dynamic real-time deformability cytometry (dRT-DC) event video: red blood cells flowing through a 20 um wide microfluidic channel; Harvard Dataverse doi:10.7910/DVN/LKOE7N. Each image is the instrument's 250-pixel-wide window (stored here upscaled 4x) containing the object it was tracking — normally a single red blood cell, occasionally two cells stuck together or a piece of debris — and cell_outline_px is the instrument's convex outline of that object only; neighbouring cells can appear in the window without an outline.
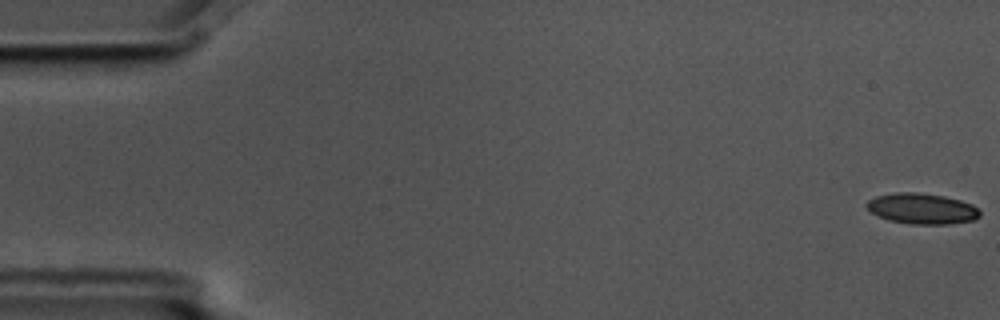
{"species": "common noctule bat (a hibernating species)", "species_latin": "Nyctalus noctula", "temperature_condition": "cold", "stored_images_in_passage": 8, "camera_frame_rate_fps": 3000, "um_per_image_px": 0.085, "animal": {"sex": "male", "body_mass_g": 17.5, "forearm_length_mm": 52.3}, "frame": {"image": 1, "passage_image": 1, "time_ms": 0.0, "image_size_px": [1000, 320], "cell_outline_px": [[980, 216], [972, 220], [948, 224], [908, 224], [888, 220], [872, 212], [864, 204], [868, 200], [876, 196], [896, 192], [916, 192], [944, 196], [960, 200], [972, 204], [980, 212]], "centroid_in_image_um": [78.35, 17.73], "position_along_channel_um": 6.7, "area_um2": 20.17}}
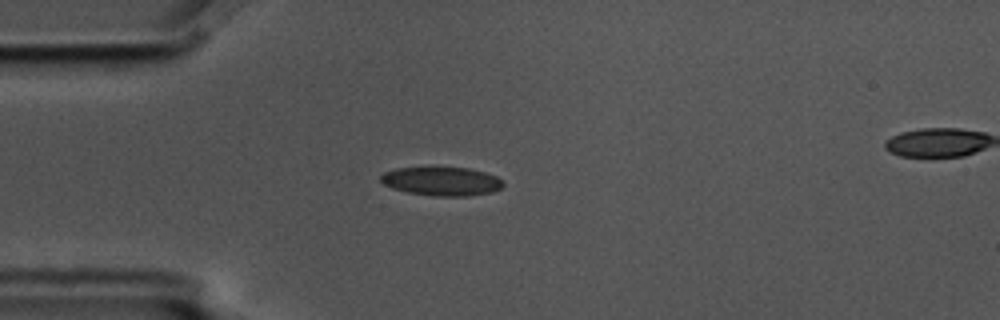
{"frame": {"image": 2, "passage_image": 5, "time_ms": 1.333, "image_size_px": [1000, 320], "cell_outline_px": [[504, 184], [500, 188], [492, 192], [468, 196], [436, 196], [408, 192], [392, 188], [384, 184], [380, 180], [380, 176], [384, 172], [396, 168], [468, 168], [484, 172], [496, 176], [504, 180]], "centroid_in_image_um": [37.56, 15.41], "position_along_channel_um": 47.4, "area_um2": 20.35}}